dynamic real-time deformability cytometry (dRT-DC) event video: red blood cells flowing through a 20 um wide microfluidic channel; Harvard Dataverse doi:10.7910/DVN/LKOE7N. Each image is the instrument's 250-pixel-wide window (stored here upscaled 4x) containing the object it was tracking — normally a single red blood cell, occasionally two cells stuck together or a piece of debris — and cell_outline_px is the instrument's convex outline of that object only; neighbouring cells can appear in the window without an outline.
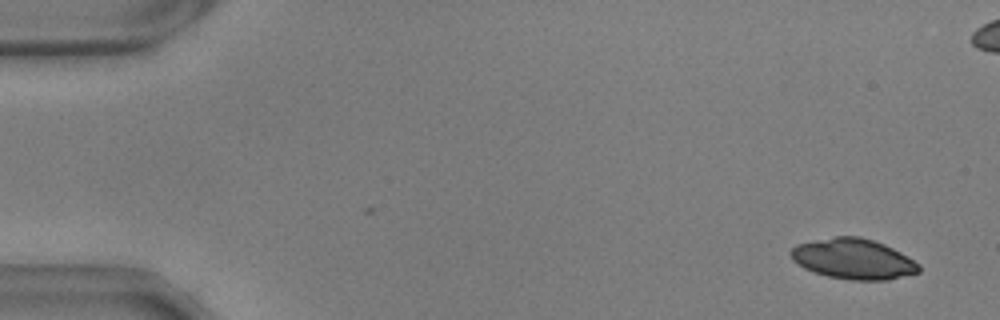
{"species": "common noctule bat (a hibernating species)", "species_latin": "Nyctalus noctula", "temperature_condition": "warm", "stored_images_in_passage": 56, "camera_frame_rate_fps": 3000, "um_per_image_px": 0.085, "animal": {"sex": "male", "body_mass_g": 17.9, "forearm_length_mm": 54.2}, "frame": {"image": 1, "passage_image": 3, "time_ms": 0.667, "image_size_px": [1000, 320], "cell_outline_px": [[920, 272], [888, 280], [852, 280], [828, 276], [812, 272], [804, 268], [792, 260], [788, 252], [796, 244], [836, 236], [860, 236], [884, 244], [900, 252], [920, 264]], "centroid_in_image_um": [72.52, 22.01], "position_along_channel_um": 12.5, "area_um2": 30.23}}
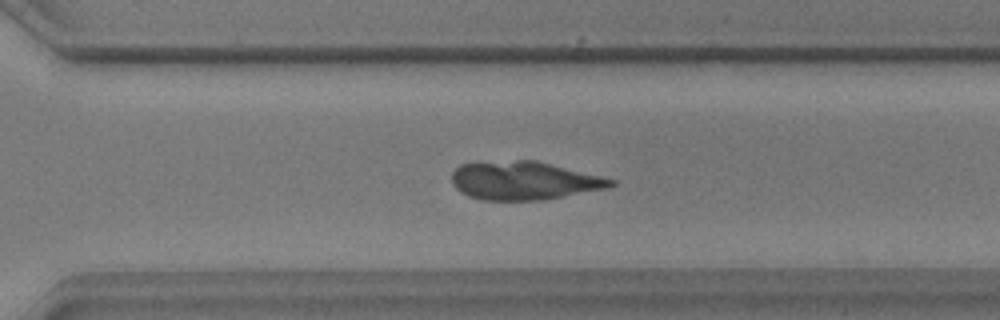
{"frame": {"image": 2, "passage_image": 39, "time_ms": 12.667, "image_size_px": [1000, 320], "cell_outline_px": [[616, 184], [612, 188], [544, 200], [480, 200], [468, 196], [460, 192], [452, 184], [452, 172], [460, 164], [516, 160], [536, 160], [616, 180]], "centroid_in_image_um": [44.57, 15.37], "position_along_channel_um": 326.0, "area_um2": 35.78}}
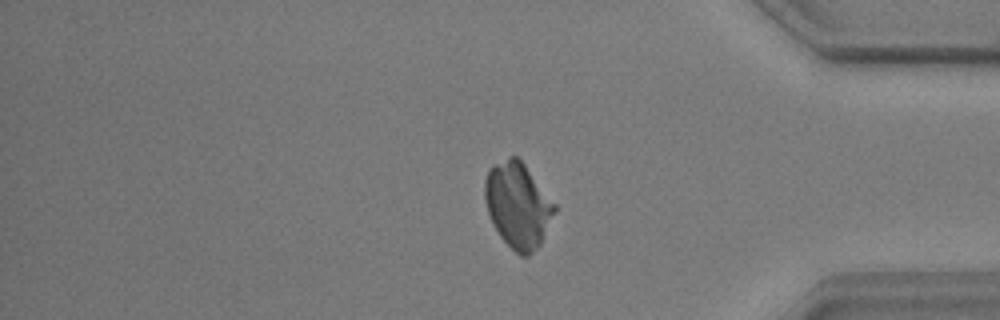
{"frame": {"image": 3, "passage_image": 46, "time_ms": 15.0, "image_size_px": [1000, 320], "cell_outline_px": [[556, 212], [540, 244], [528, 256], [520, 256], [500, 236], [492, 224], [484, 200], [484, 180], [488, 168], [492, 164], [508, 156], [516, 156], [524, 164], [556, 204]], "centroid_in_image_um": [44.0, 17.42], "position_along_channel_um": 391.2, "area_um2": 34.8}}